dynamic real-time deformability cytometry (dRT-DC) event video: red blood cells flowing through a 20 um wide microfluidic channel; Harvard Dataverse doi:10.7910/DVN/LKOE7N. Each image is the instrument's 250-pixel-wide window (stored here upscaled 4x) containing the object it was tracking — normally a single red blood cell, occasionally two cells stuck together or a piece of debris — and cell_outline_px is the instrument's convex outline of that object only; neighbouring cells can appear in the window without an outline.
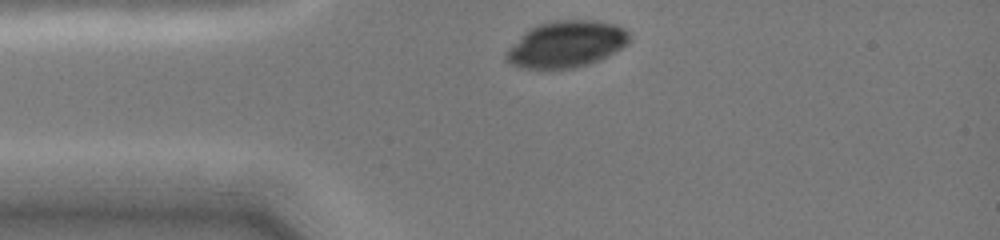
{"species": "common noctule bat (a hibernating species)", "species_latin": "Nyctalus noctula", "temperature_condition": "cold", "stored_images_in_passage": 2, "camera_frame_rate_fps": 3000, "um_per_image_px": 0.085, "animal": {"sex": "female", "body_mass_g": 19.0, "forearm_length_mm": 51.5}, "frame": {"image": 1, "passage_image": 1, "time_ms": 0.0, "image_size_px": [1000, 240], "cell_outline_px": [[628, 40], [620, 48], [588, 64], [572, 68], [520, 68], [512, 64], [504, 56], [524, 32], [528, 28], [536, 24], [552, 20], [596, 20], [616, 24], [624, 28], [628, 32]], "centroid_in_image_um": [48.11, 3.73], "position_along_channel_um": 36.9, "area_um2": 32.77}}